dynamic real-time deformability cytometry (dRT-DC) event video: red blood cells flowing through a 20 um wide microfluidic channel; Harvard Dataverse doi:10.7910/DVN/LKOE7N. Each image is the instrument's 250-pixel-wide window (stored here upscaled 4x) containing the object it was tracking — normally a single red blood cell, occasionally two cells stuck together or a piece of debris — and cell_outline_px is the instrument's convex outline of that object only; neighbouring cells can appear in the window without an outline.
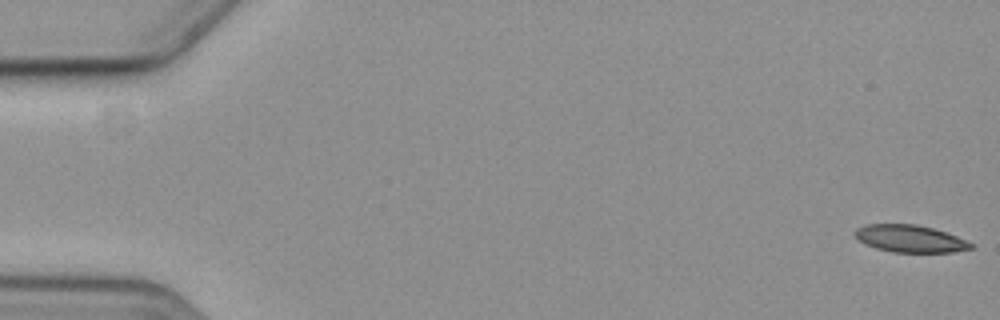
{"species": "common noctule bat (a hibernating species)", "species_latin": "Nyctalus noctula", "temperature_condition": "cold", "stored_images_in_passage": 6, "camera_frame_rate_fps": 3000, "um_per_image_px": 0.085, "animal": {"sex": "female", "body_mass_g": 19.3, "forearm_length_mm": 54.1}, "frame": {"image": 1, "passage_image": 1, "time_ms": 0.0, "image_size_px": [1000, 320], "cell_outline_px": [[976, 248], [952, 252], [892, 252], [876, 248], [864, 244], [856, 240], [856, 228], [864, 224], [916, 224], [932, 228], [956, 236], [976, 244]], "centroid_in_image_um": [77.36, 20.29], "position_along_channel_um": 7.6, "area_um2": 18.55}}
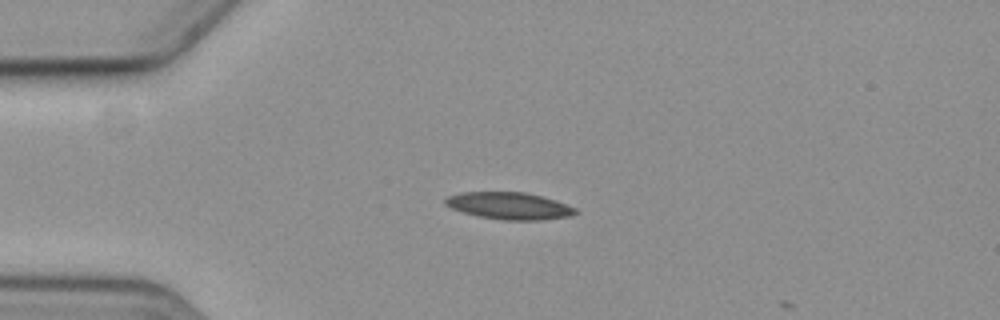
{"frame": {"image": 2, "passage_image": 5, "time_ms": 4.667, "image_size_px": [1000, 320], "cell_outline_px": [[580, 212], [572, 216], [544, 220], [500, 220], [476, 216], [452, 208], [444, 204], [444, 200], [448, 196], [464, 192], [524, 192], [556, 200], [576, 208]], "centroid_in_image_um": [43.32, 17.51], "position_along_channel_um": 41.7, "area_um2": 20.63}}